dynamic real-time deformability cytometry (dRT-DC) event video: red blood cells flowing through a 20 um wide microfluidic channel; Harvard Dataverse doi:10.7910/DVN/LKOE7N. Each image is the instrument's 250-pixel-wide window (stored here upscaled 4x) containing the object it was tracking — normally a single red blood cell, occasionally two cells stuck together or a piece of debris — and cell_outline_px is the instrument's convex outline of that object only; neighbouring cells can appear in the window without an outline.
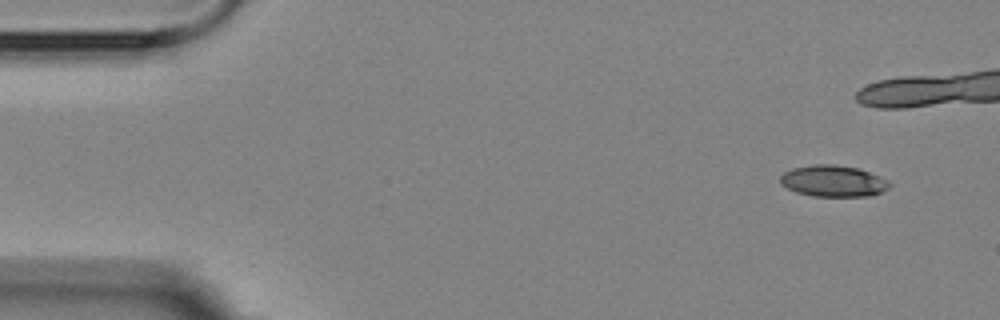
{"species": "Egyptian fruit bat (a non-hibernating species)", "species_latin": "Rousettus aegyptiacus", "temperature_condition": "room temperature", "stored_images_in_passage": 7, "camera_frame_rate_fps": 3000, "um_per_image_px": 0.085, "animal": {"sex": "female"}, "frame": {"image": 1, "passage_image": 1, "time_ms": 0.0, "image_size_px": [1000, 320], "cell_outline_px": [[892, 184], [888, 188], [872, 196], [812, 196], [796, 192], [780, 184], [780, 176], [784, 172], [792, 168], [812, 164], [832, 164], [856, 168], [880, 176], [888, 180]], "centroid_in_image_um": [70.81, 15.39], "position_along_channel_um": 14.2, "area_um2": 20.0}}
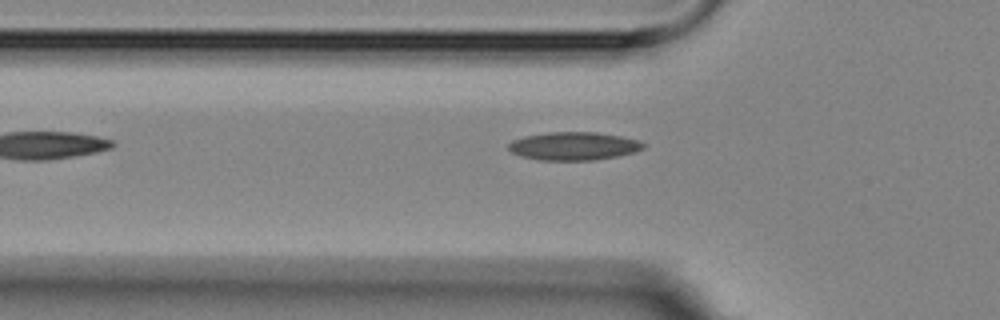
{"frame": {"image": 2, "passage_image": 7, "time_ms": 7.0, "image_size_px": [1000, 320], "cell_outline_px": [[648, 144], [644, 148], [636, 152], [616, 156], [592, 160], [540, 160], [520, 156], [512, 152], [508, 148], [508, 144], [512, 140], [524, 136], [548, 132], [596, 132], [620, 136], [640, 140]], "centroid_in_image_um": [48.79, 12.41], "position_along_channel_um": 77.0, "area_um2": 22.25}}